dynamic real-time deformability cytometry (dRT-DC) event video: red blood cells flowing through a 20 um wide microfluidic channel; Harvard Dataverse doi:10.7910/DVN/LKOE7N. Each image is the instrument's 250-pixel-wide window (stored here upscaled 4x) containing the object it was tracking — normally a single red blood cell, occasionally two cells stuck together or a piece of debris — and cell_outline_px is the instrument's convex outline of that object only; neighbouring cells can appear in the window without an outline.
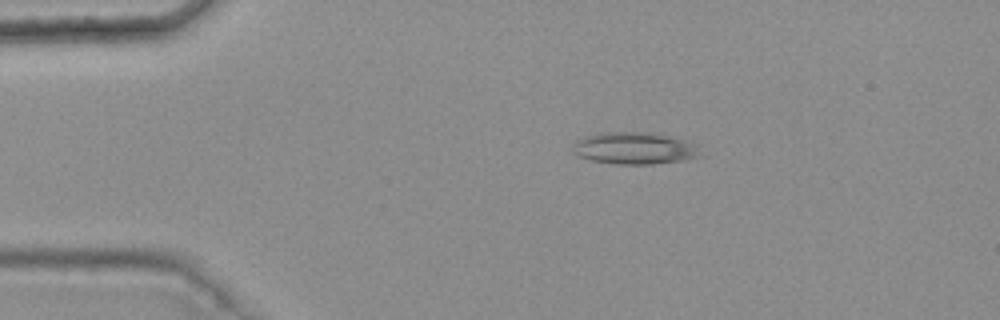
{"species": "common noctule bat (a hibernating species)", "species_latin": "Nyctalus noctula", "temperature_condition": "warm", "stored_images_in_passage": 5, "camera_frame_rate_fps": 3000, "um_per_image_px": 0.085, "animal": {"sex": "female", "body_mass_g": 25.1}, "frame": {"image": 1, "passage_image": 3, "time_ms": 0.667, "image_size_px": [1000, 320], "cell_outline_px": [[704, 156], [680, 160], [652, 164], [616, 164], [592, 160], [576, 156], [572, 152], [572, 144], [576, 140], [584, 136], [604, 132], [644, 132], [668, 136], [680, 140], [688, 144]], "centroid_in_image_um": [53.78, 12.61], "position_along_channel_um": 31.2, "area_um2": 23.29}}
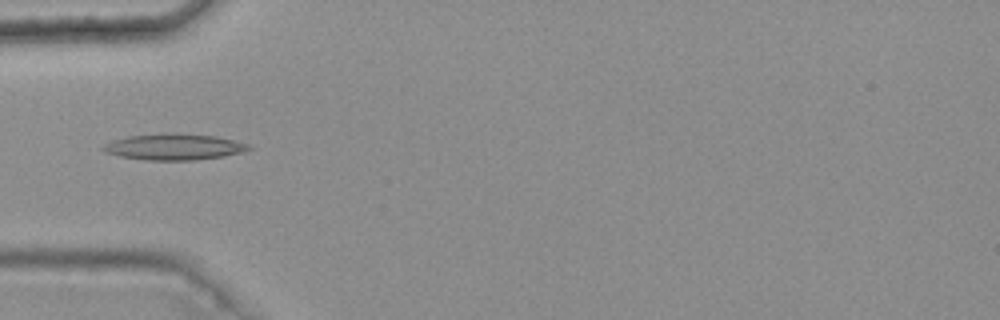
{"frame": {"image": 2, "passage_image": 5, "time_ms": 1.333, "image_size_px": [1000, 320], "cell_outline_px": [[252, 148], [240, 152], [224, 156], [196, 160], [144, 160], [120, 156], [104, 152], [100, 148], [104, 144], [112, 140], [128, 136], [160, 132], [176, 132], [216, 136], [248, 144]], "centroid_in_image_um": [14.73, 12.46], "position_along_channel_um": 70.3, "area_um2": 22.48}}